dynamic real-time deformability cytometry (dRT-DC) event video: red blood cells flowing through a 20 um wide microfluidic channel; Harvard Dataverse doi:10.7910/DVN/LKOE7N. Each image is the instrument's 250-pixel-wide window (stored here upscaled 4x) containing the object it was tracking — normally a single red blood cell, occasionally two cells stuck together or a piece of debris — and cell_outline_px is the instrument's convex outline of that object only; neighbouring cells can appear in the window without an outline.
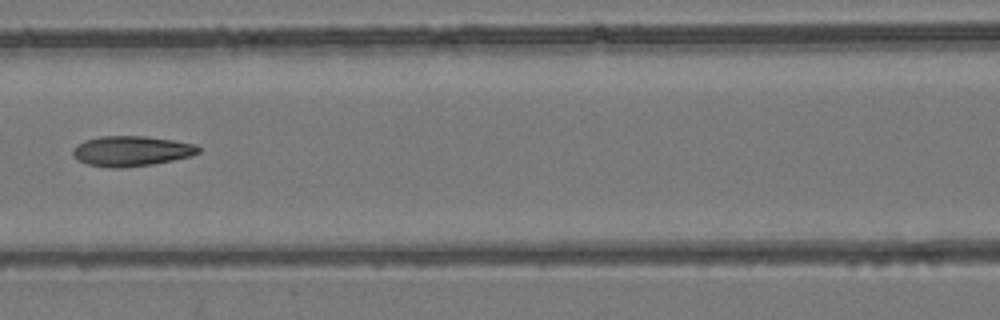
{"species": "common noctule bat (a hibernating species)", "species_latin": "Nyctalus noctula", "temperature_condition": "room temperature", "stored_images_in_passage": 5, "camera_frame_rate_fps": 3000, "um_per_image_px": 0.085, "animal": {"sex": "female", "body_mass_g": 24.6, "forearm_length_mm": 56.2}, "frame": {"image": 1, "passage_image": 4, "time_ms": 3.667, "image_size_px": [1000, 320], "cell_outline_px": [[200, 152], [192, 156], [152, 164], [120, 168], [108, 168], [88, 164], [72, 156], [72, 148], [76, 144], [84, 140], [100, 136], [144, 136], [172, 140], [196, 144], [200, 148]], "centroid_in_image_um": [11.14, 12.83], "position_along_channel_um": 155.5, "area_um2": 22.2}}
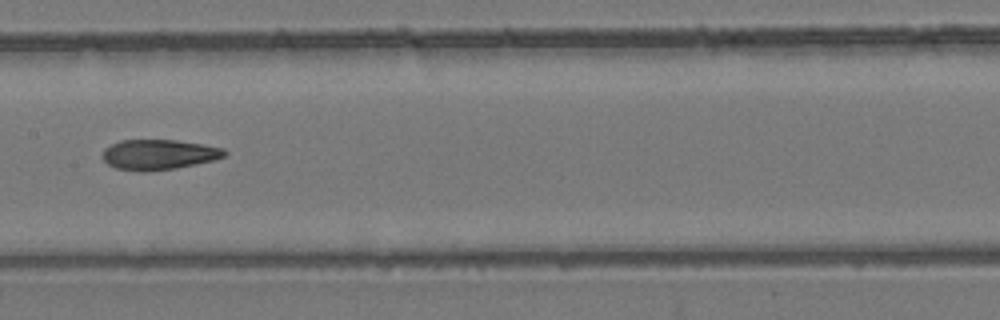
{"frame": {"image": 2, "passage_image": 5, "time_ms": 4.667, "image_size_px": [1000, 320], "cell_outline_px": [[228, 152], [224, 156], [212, 160], [176, 168], [144, 172], [116, 168], [108, 164], [100, 156], [104, 148], [120, 140], [176, 140], [204, 144], [224, 148]], "centroid_in_image_um": [13.47, 13.13], "position_along_channel_um": 193.9, "area_um2": 21.5}}